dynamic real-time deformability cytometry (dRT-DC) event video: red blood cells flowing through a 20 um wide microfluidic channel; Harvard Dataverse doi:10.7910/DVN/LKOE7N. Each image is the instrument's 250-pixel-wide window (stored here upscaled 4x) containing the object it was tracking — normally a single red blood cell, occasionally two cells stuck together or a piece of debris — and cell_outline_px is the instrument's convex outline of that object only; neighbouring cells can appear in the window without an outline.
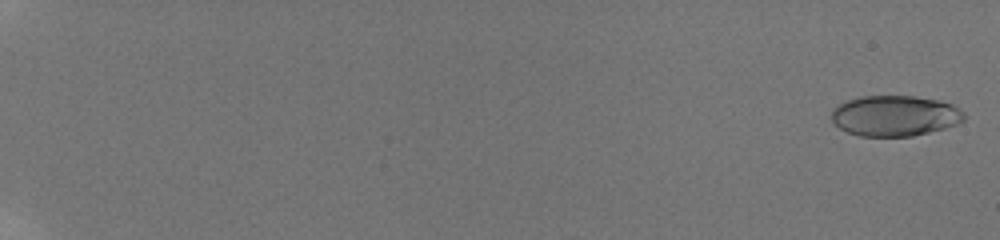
{"species": "human", "species_latin": "Homo sapiens", "temperature_condition": "room temperature", "stored_images_in_passage": 59, "camera_frame_rate_fps": 3000, "um_per_image_px": 0.085, "donor": {"sex": "male"}, "frame": {"image": 1, "passage_image": 2, "time_ms": 0.333, "image_size_px": [1000, 240], "cell_outline_px": [[964, 120], [956, 124], [944, 128], [912, 136], [860, 136], [848, 132], [840, 128], [832, 120], [832, 108], [844, 100], [860, 96], [916, 96], [940, 100], [952, 104], [960, 108], [964, 112]], "centroid_in_image_um": [76.06, 9.82], "position_along_channel_um": 8.9, "area_um2": 31.56}}
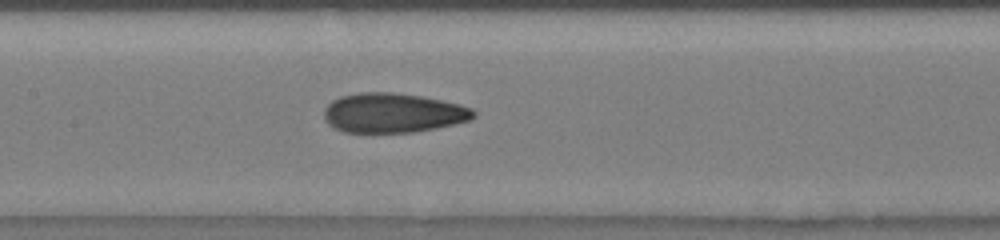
{"frame": {"image": 2, "passage_image": 34, "time_ms": 11.0, "image_size_px": [1000, 240], "cell_outline_px": [[476, 116], [468, 120], [436, 128], [412, 132], [344, 132], [328, 124], [324, 120], [324, 108], [332, 100], [340, 96], [360, 92], [392, 92], [420, 96], [460, 104], [472, 108], [476, 112]], "centroid_in_image_um": [33.38, 9.59], "position_along_channel_um": 174.0, "area_um2": 34.39}}
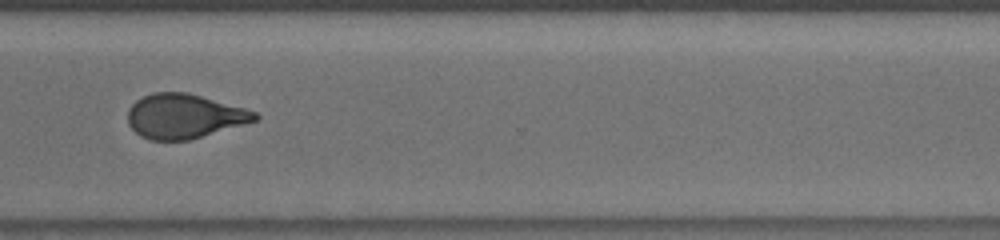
{"frame": {"image": 3, "passage_image": 48, "time_ms": 15.667, "image_size_px": [1000, 240], "cell_outline_px": [[260, 116], [256, 120], [244, 124], [188, 140], [148, 140], [140, 136], [128, 124], [128, 108], [136, 100], [152, 92], [188, 92], [244, 108], [256, 112]], "centroid_in_image_um": [15.63, 9.87], "position_along_channel_um": 355.0, "area_um2": 32.77}, "authors_computed_cell_mechanics": {"area_um2": 32.7148, "velocity_mm_per_s": 3.8858, "shape_relaxation_time_tau1_ms": 8.1545, "shape_relaxation_time_tau2_ms": 1.4376, "deformation_change_tau1": 0.2281, "deformation_change_tau2": 0.0747}}